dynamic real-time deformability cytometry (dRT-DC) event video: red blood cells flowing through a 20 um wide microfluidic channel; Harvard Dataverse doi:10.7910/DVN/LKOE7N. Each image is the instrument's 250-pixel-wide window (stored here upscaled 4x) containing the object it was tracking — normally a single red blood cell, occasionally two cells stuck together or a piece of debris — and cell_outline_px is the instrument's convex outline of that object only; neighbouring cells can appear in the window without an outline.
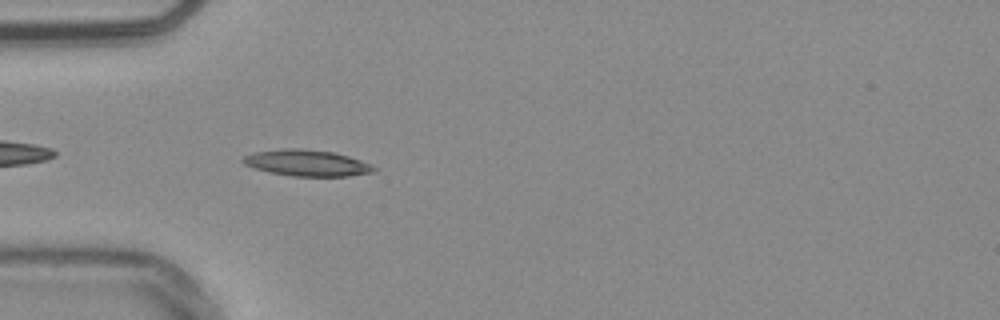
{"species": "common noctule bat (a hibernating species)", "species_latin": "Nyctalus noctula", "temperature_condition": "warm", "stored_images_in_passage": 7, "camera_frame_rate_fps": 3000, "um_per_image_px": 0.085, "animal": {"sex": "male", "body_mass_g": 20.4}, "frame": {"image": 1, "passage_image": 3, "time_ms": 0.667, "image_size_px": [1000, 320], "cell_outline_px": [[376, 172], [348, 176], [292, 176], [268, 172], [244, 164], [240, 160], [244, 156], [252, 152], [280, 148], [296, 148], [332, 152], [348, 156], [372, 164], [376, 168]], "centroid_in_image_um": [26.07, 13.85], "position_along_channel_um": 58.9, "area_um2": 20.11}}